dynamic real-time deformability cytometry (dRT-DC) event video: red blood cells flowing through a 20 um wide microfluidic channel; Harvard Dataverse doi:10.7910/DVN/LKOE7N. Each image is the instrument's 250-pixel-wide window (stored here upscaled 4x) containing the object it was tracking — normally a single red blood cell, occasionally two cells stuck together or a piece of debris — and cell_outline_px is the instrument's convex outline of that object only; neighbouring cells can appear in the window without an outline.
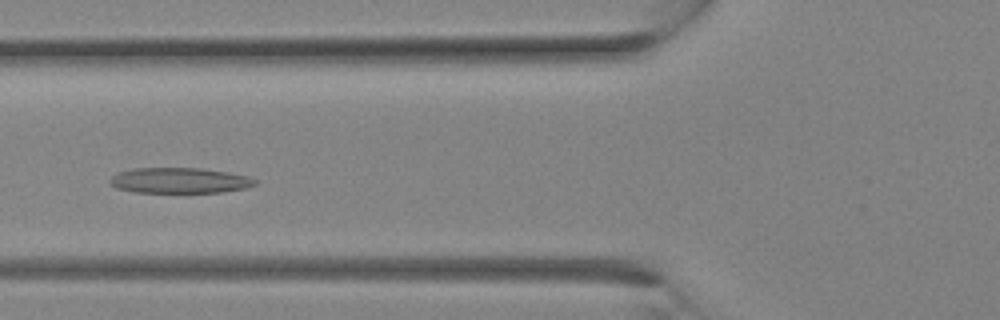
{"species": "Egyptian fruit bat (a non-hibernating species)", "species_latin": "Rousettus aegyptiacus", "temperature_condition": "room temperature", "stored_images_in_passage": 24, "camera_frame_rate_fps": 3000, "um_per_image_px": 0.085, "animal": {"sex": "female"}, "frame": {"image": 1, "passage_image": 7, "time_ms": 2.0, "image_size_px": [1000, 320], "cell_outline_px": [[256, 184], [244, 188], [220, 192], [136, 192], [116, 188], [108, 180], [112, 176], [120, 172], [132, 168], [200, 168], [228, 172], [248, 176], [256, 180]], "centroid_in_image_um": [15.25, 15.33], "position_along_channel_um": 110.6, "area_um2": 21.39}}
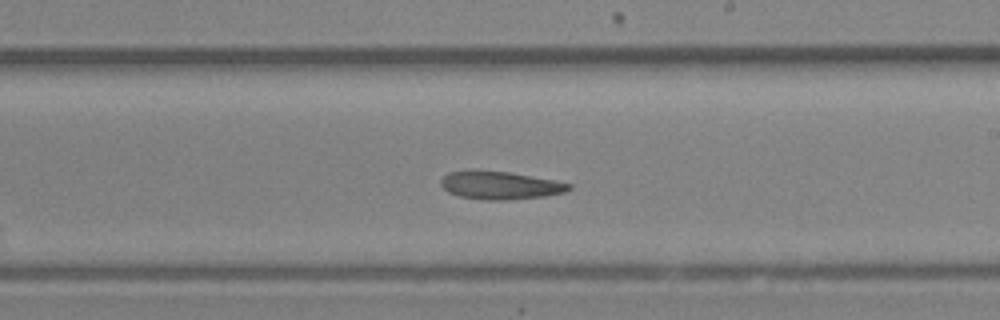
{"frame": {"image": 2, "passage_image": 13, "time_ms": 4.0, "image_size_px": [1000, 320], "cell_outline_px": [[572, 188], [564, 192], [544, 196], [504, 200], [488, 200], [460, 196], [448, 192], [440, 184], [440, 180], [448, 172], [508, 172], [556, 180], [572, 184]], "centroid_in_image_um": [42.56, 15.77], "position_along_channel_um": 246.4, "area_um2": 20.29}}
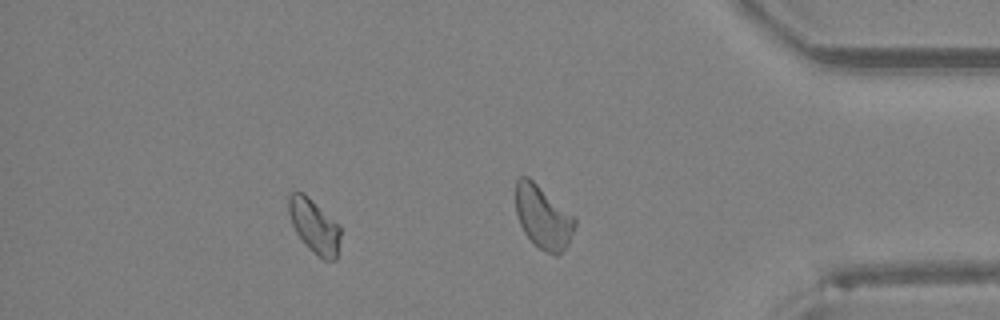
{"frame": {"image": 3, "passage_image": 20, "time_ms": 6.333, "image_size_px": [1000, 320], "cell_outline_px": [[340, 236], [336, 260], [324, 260], [308, 248], [296, 232], [292, 224], [288, 212], [288, 196], [292, 192], [304, 192], [340, 224]], "centroid_in_image_um": [26.72, 19.19], "position_along_channel_um": 408.5, "area_um2": 16.42}}